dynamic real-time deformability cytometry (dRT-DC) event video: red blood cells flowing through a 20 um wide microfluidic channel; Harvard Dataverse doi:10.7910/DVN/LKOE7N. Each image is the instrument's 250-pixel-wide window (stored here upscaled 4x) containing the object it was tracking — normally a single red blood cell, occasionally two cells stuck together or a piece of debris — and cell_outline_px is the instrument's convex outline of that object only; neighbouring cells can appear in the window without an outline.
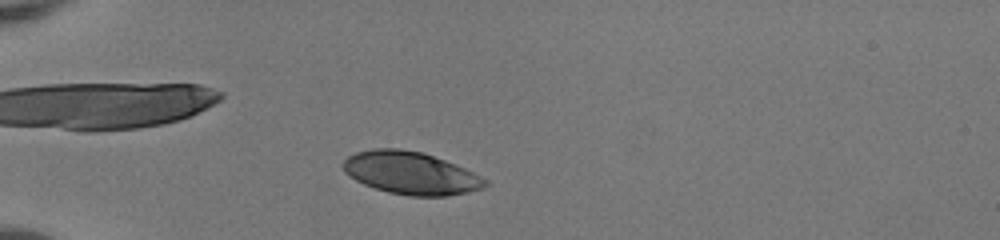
{"species": "human", "species_latin": "Homo sapiens", "temperature_condition": "room temperature", "stored_images_in_passage": 40, "camera_frame_rate_fps": 3000, "um_per_image_px": 0.085, "donor": {"sex": "female"}, "frame": {"image": 1, "passage_image": 5, "time_ms": 1.333, "image_size_px": [1000, 240], "cell_outline_px": [[488, 184], [484, 188], [468, 192], [448, 196], [408, 196], [388, 192], [364, 184], [356, 180], [344, 172], [344, 160], [348, 156], [356, 152], [372, 148], [400, 148], [420, 152], [444, 160], [464, 168], [488, 180]], "centroid_in_image_um": [34.91, 14.71], "position_along_channel_um": 50.1, "area_um2": 35.08}}
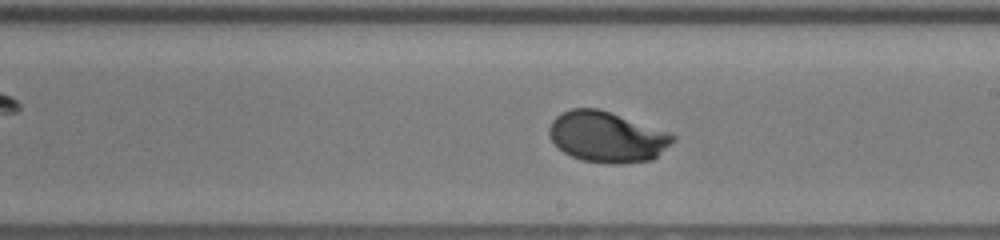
{"frame": {"image": 2, "passage_image": 21, "time_ms": 6.667, "image_size_px": [1000, 240], "cell_outline_px": [[676, 140], [652, 160], [620, 164], [612, 164], [584, 160], [572, 156], [564, 152], [548, 136], [548, 128], [552, 120], [556, 116], [572, 108], [596, 108], [672, 132], [676, 136]], "centroid_in_image_um": [51.63, 11.64], "position_along_channel_um": 237.4, "area_um2": 36.53}}
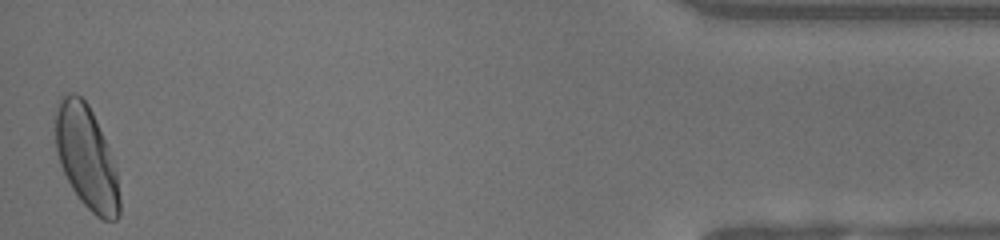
{"frame": {"image": 3, "passage_image": 40, "time_ms": 13.0, "image_size_px": [1000, 240], "cell_outline_px": [[120, 216], [116, 220], [104, 220], [96, 216], [80, 200], [72, 188], [60, 164], [56, 152], [56, 112], [60, 96], [68, 92], [72, 92], [80, 96], [88, 104], [92, 112], [104, 140], [116, 172], [120, 196]], "centroid_in_image_um": [7.34, 13.4], "position_along_channel_um": 427.9, "area_um2": 37.86}, "authors_computed_cell_mechanics": {"area_um2": 35.7204, "velocity_mm_per_s": 4.1157, "shape_relaxation_time_tau1_ms": 2.2066, "shape_relaxation_time_tau2_ms": null, "deformation_change_tau1": 0.1493, "deformation_change_tau2": null}}